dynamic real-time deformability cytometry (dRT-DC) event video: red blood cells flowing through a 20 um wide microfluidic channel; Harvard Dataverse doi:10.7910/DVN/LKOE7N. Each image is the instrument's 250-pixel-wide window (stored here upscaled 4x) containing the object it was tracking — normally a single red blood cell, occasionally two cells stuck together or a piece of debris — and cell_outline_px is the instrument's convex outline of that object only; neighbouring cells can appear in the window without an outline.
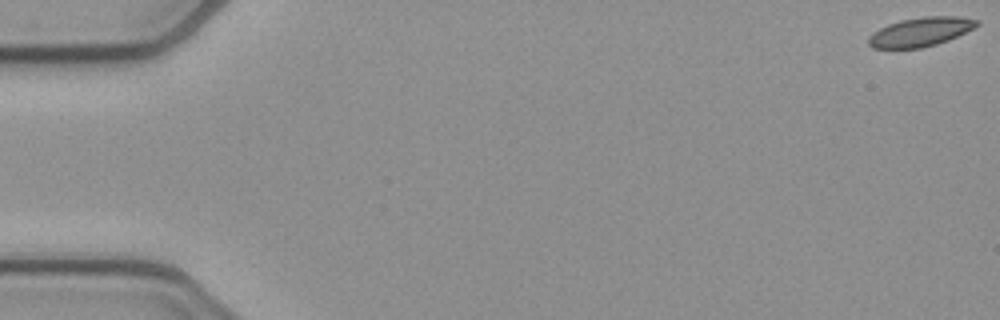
{"species": "common noctule bat (a hibernating species)", "species_latin": "Nyctalus noctula", "temperature_condition": "cold", "stored_images_in_passage": 54, "camera_frame_rate_fps": 3000, "um_per_image_px": 0.085, "animal": {"sex": "female", "body_mass_g": 21.9}, "frame": {"image": 1, "passage_image": 1, "time_ms": 0.0, "image_size_px": [1000, 320], "cell_outline_px": [[980, 24], [948, 40], [936, 44], [920, 48], [872, 48], [868, 44], [868, 36], [872, 32], [888, 24], [900, 20], [924, 16], [960, 16], [980, 20]], "centroid_in_image_um": [78.22, 2.7], "position_along_channel_um": 6.8, "area_um2": 18.32}}
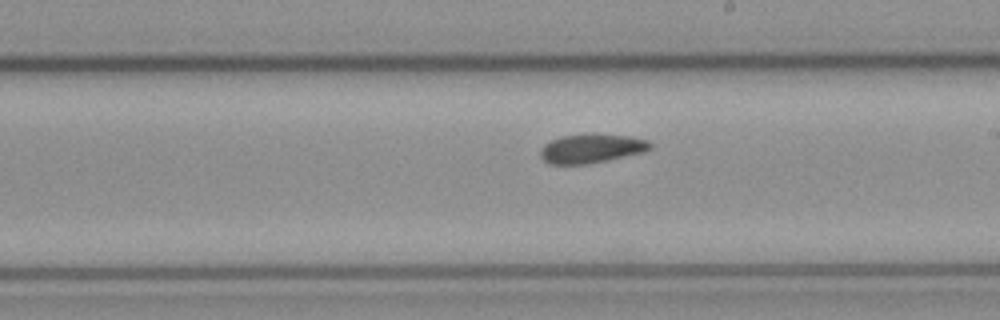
{"frame": {"image": 2, "passage_image": 31, "time_ms": 10.0, "image_size_px": [1000, 320], "cell_outline_px": [[652, 148], [644, 152], [608, 160], [588, 164], [548, 164], [540, 156], [540, 152], [544, 144], [560, 136], [592, 132], [628, 136], [648, 140], [652, 144]], "centroid_in_image_um": [50.28, 12.6], "position_along_channel_um": 238.7, "area_um2": 18.96}}
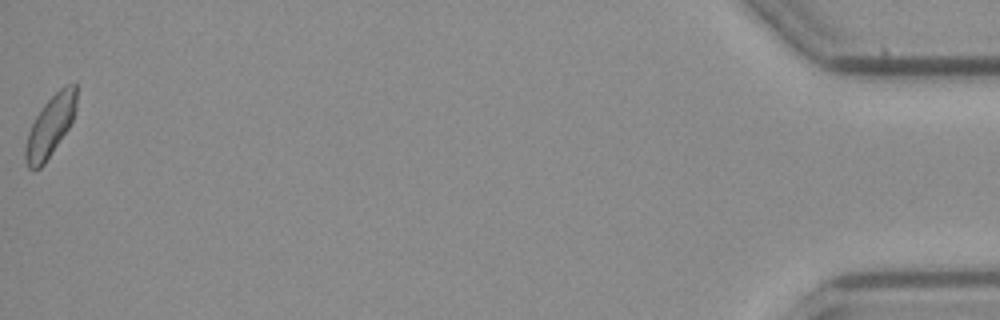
{"frame": {"image": 3, "passage_image": 54, "time_ms": 17.667, "image_size_px": [1000, 320], "cell_outline_px": [[76, 108], [72, 120], [68, 128], [44, 164], [40, 168], [28, 168], [24, 156], [24, 148], [28, 132], [36, 116], [44, 104], [64, 84], [76, 84]], "centroid_in_image_um": [4.26, 10.71], "position_along_channel_um": 430.9, "area_um2": 17.8}, "authors_computed_cell_mechanics": {"area_um2": 18.6116, "velocity_mm_per_s": 3.8545, "shape_relaxation_time_tau1_ms": null, "shape_relaxation_time_tau2_ms": 4.4525, "deformation_change_tau1": null, "deformation_change_tau2": 0.0522}}